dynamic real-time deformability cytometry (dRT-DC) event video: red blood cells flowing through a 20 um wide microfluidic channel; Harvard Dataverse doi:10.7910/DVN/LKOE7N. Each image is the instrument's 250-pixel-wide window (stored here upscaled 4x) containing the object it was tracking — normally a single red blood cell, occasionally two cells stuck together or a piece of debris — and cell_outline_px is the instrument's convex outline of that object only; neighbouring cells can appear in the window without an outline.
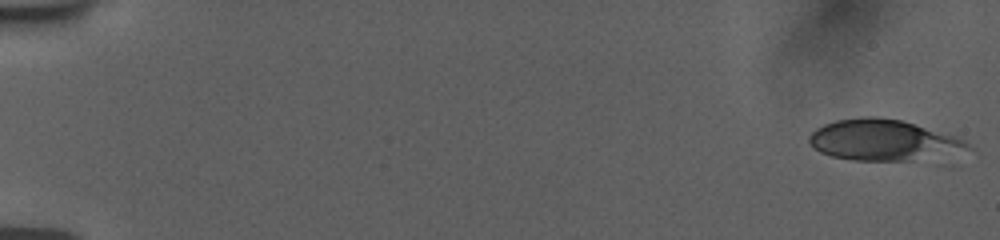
{"species": "human", "species_latin": "Homo sapiens", "temperature_condition": "room temperature", "stored_images_in_passage": 52, "camera_frame_rate_fps": 3000, "um_per_image_px": 0.085, "donor": {"sex": "female"}, "frame": {"image": 1, "passage_image": 1, "time_ms": 0.0, "image_size_px": [1000, 240], "cell_outline_px": [[976, 148], [908, 160], [852, 160], [832, 156], [820, 152], [812, 148], [808, 140], [808, 136], [816, 128], [824, 124], [836, 120], [860, 116], [876, 116], [900, 120], [952, 136], [964, 140]], "centroid_in_image_um": [74.95, 11.89], "position_along_channel_um": 10.0, "area_um2": 37.05}}
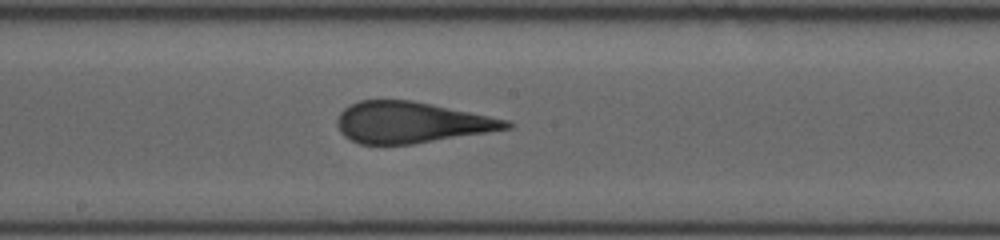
{"frame": {"image": 2, "passage_image": 28, "time_ms": 9.0, "image_size_px": [1000, 240], "cell_outline_px": [[512, 128], [412, 144], [360, 144], [344, 136], [340, 132], [336, 124], [336, 120], [340, 112], [344, 108], [360, 100], [412, 100], [432, 104], [508, 120], [512, 124]], "centroid_in_image_um": [34.91, 10.4], "position_along_channel_um": 213.3, "area_um2": 40.23}}
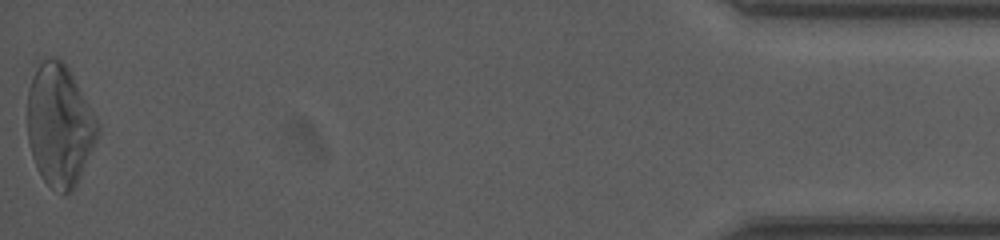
{"frame": {"image": 3, "passage_image": 52, "time_ms": 17.0, "image_size_px": [1000, 240], "cell_outline_px": [[100, 132], [76, 184], [68, 192], [64, 192], [52, 188], [40, 176], [36, 168], [32, 156], [28, 140], [28, 88], [32, 76], [40, 60], [44, 56], [56, 56], [68, 68], [96, 116], [100, 124]], "centroid_in_image_um": [5.05, 10.6], "position_along_channel_um": 430.2, "area_um2": 49.71}, "authors_computed_cell_mechanics": {"area_um2": 41.5871, "velocity_mm_per_s": 3.7616, "shape_relaxation_time_tau1_ms": 10.0267, "shape_relaxation_time_tau2_ms": 0.9894, "deformation_change_tau1": 0.2376, "deformation_change_tau2": 0.0891}}